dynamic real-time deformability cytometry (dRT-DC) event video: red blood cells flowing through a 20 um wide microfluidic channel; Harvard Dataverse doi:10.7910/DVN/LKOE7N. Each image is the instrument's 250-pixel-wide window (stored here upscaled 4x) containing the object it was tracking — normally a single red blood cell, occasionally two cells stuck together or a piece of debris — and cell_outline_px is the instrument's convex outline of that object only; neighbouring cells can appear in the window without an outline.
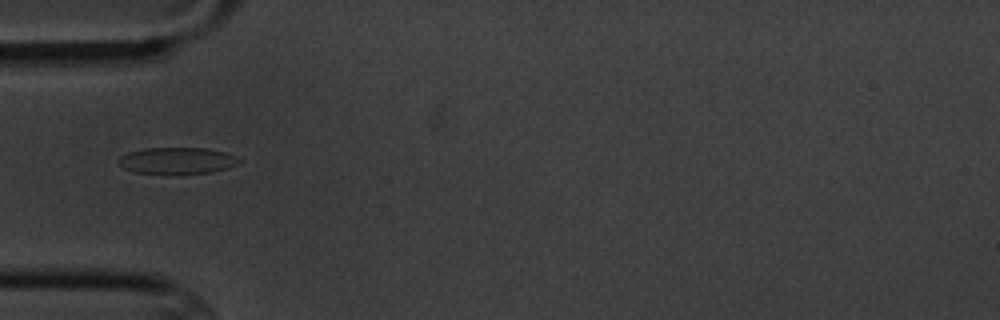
{"species": "common noctule bat (a hibernating species)", "species_latin": "Nyctalus noctula", "temperature_condition": "cold", "stored_images_in_passage": 3, "camera_frame_rate_fps": 3000, "um_per_image_px": 0.085, "animal": {"sex": "male", "body_mass_g": 20.1, "forearm_length_mm": 53.5}, "frame": {"image": 1, "passage_image": 1, "time_ms": 0.0, "image_size_px": [1000, 320], "cell_outline_px": [[240, 160], [236, 164], [228, 168], [212, 172], [176, 176], [136, 172], [124, 168], [116, 160], [120, 156], [128, 152], [144, 148], [208, 148], [224, 152], [236, 156]], "centroid_in_image_um": [15.03, 13.68], "position_along_channel_um": 70.0, "area_um2": 19.19}}
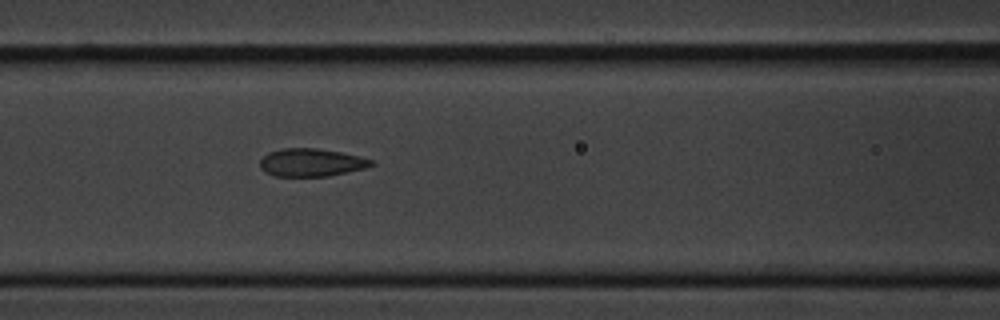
{"frame": {"image": 2, "passage_image": 3, "time_ms": 2.0, "image_size_px": [1000, 320], "cell_outline_px": [[376, 164], [364, 168], [348, 172], [328, 176], [276, 176], [264, 172], [260, 168], [260, 160], [268, 152], [280, 148], [316, 148], [340, 152], [360, 156], [372, 160]], "centroid_in_image_um": [26.44, 13.81], "position_along_channel_um": 140.2, "area_um2": 18.15}}